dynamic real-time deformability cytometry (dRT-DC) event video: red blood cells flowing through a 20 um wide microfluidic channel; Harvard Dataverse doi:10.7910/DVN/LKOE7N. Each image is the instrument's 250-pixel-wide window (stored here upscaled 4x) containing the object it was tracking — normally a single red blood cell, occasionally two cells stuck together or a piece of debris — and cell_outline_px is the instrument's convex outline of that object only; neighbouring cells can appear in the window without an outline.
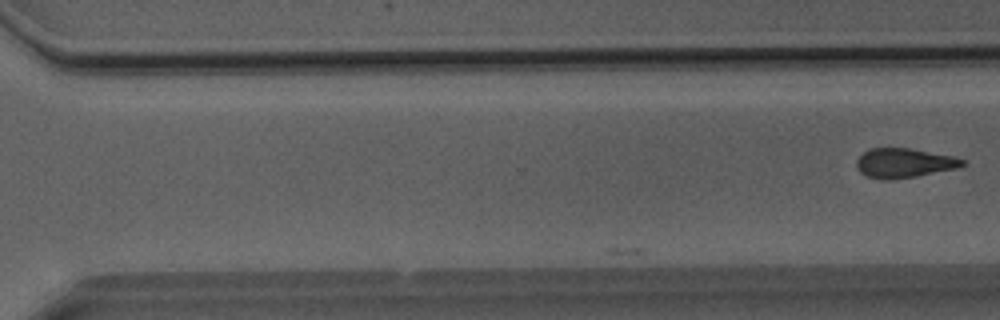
{"species": "Egyptian fruit bat (a non-hibernating species)", "species_latin": "Rousettus aegyptiacus", "temperature_condition": "room temperature", "stored_images_in_passage": 27, "camera_frame_rate_fps": 3000, "um_per_image_px": 0.085, "animal": {"sex": "male"}, "frame": {"image": 1, "passage_image": 27, "time_ms": 8.667, "image_size_px": [1000, 320], "cell_outline_px": [[964, 164], [956, 168], [916, 176], [888, 180], [884, 180], [868, 176], [860, 172], [856, 164], [856, 160], [868, 148], [908, 148], [956, 156], [964, 160]], "centroid_in_image_um": [76.84, 13.84], "position_along_channel_um": 293.8, "area_um2": 18.03}}